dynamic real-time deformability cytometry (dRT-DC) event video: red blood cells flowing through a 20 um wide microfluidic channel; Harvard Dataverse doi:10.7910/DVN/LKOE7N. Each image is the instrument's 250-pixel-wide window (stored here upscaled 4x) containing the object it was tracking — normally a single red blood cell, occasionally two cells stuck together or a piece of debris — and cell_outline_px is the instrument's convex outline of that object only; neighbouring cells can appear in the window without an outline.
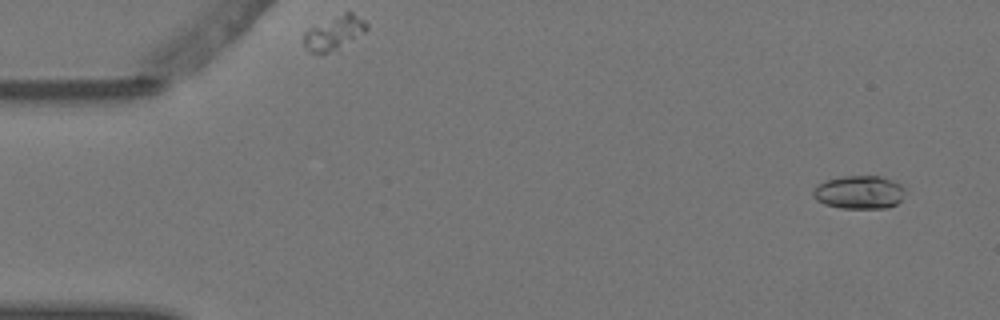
{"species": "Egyptian fruit bat (a non-hibernating species)", "species_latin": "Rousettus aegyptiacus", "temperature_condition": "warm", "stored_images_in_passage": 6, "camera_frame_rate_fps": 3000, "um_per_image_px": 0.085, "animal": {"sex": "female"}, "frame": {"image": 1, "passage_image": 1, "time_ms": 0.0, "image_size_px": [1000, 320], "cell_outline_px": [[908, 192], [896, 204], [888, 208], [840, 208], [824, 204], [816, 200], [812, 196], [812, 192], [816, 184], [828, 180], [844, 176], [880, 176], [892, 180], [900, 184]], "centroid_in_image_um": [73.04, 16.35], "position_along_channel_um": 12.0, "area_um2": 18.03}}
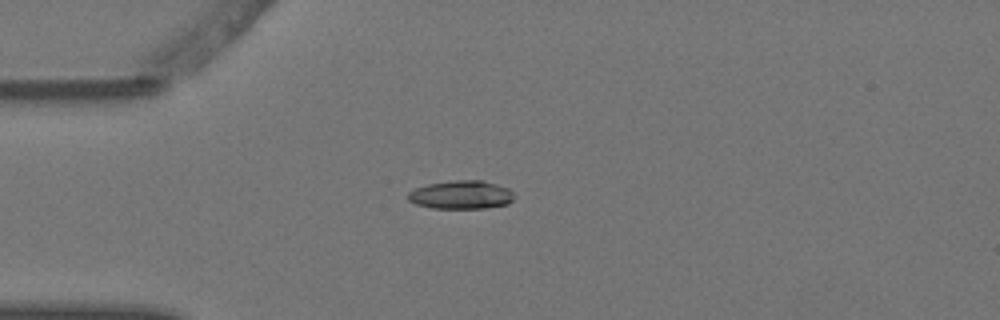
{"frame": {"image": 2, "passage_image": 4, "time_ms": 1.0, "image_size_px": [1000, 320], "cell_outline_px": [[516, 196], [508, 204], [484, 208], [432, 208], [416, 204], [408, 200], [408, 192], [416, 188], [428, 184], [452, 180], [484, 180], [508, 188]], "centroid_in_image_um": [39.21, 16.55], "position_along_channel_um": 45.8, "area_um2": 17.63}}
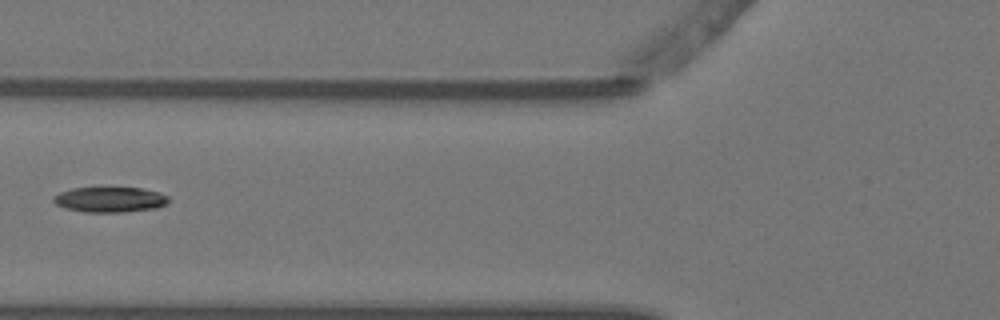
{"frame": {"image": 3, "passage_image": 6, "time_ms": 1.667, "image_size_px": [1000, 320], "cell_outline_px": [[168, 204], [156, 208], [124, 212], [84, 212], [64, 208], [56, 204], [52, 200], [52, 196], [60, 192], [72, 188], [140, 188], [160, 192], [168, 196]], "centroid_in_image_um": [9.33, 16.97], "position_along_channel_um": 116.5, "area_um2": 17.05}}